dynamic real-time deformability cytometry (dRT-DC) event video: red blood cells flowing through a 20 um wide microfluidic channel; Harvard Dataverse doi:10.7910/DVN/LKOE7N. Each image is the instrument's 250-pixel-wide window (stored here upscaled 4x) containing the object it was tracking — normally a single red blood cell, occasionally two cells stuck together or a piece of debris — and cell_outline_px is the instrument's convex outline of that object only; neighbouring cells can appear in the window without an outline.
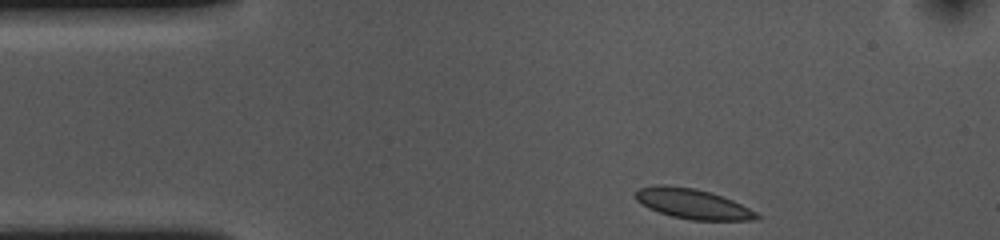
{"species": "common noctule bat (a hibernating species)", "species_latin": "Nyctalus noctula", "temperature_condition": "cold", "stored_images_in_passage": 37, "camera_frame_rate_fps": 3000, "um_per_image_px": 0.085, "animal": {"sex": "female", "body_mass_g": 10.0, "forearm_length_mm": 53.1}, "frame": {"image": 1, "passage_image": 1, "time_ms": 0.0, "image_size_px": [1000, 240], "cell_outline_px": [[760, 216], [756, 220], [688, 220], [672, 216], [648, 208], [636, 200], [636, 192], [640, 188], [656, 184], [664, 184], [696, 188], [732, 200], [756, 212]], "centroid_in_image_um": [58.85, 17.32], "position_along_channel_um": 26.2, "area_um2": 21.04}}
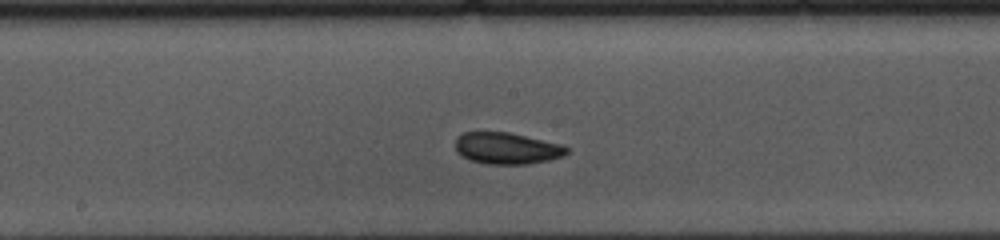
{"frame": {"image": 2, "passage_image": 20, "time_ms": 6.333, "image_size_px": [1000, 240], "cell_outline_px": [[568, 152], [564, 156], [548, 160], [528, 164], [488, 164], [472, 160], [456, 152], [456, 136], [464, 132], [508, 132], [560, 144], [568, 148]], "centroid_in_image_um": [43.07, 12.6], "position_along_channel_um": 205.1, "area_um2": 20.29}}
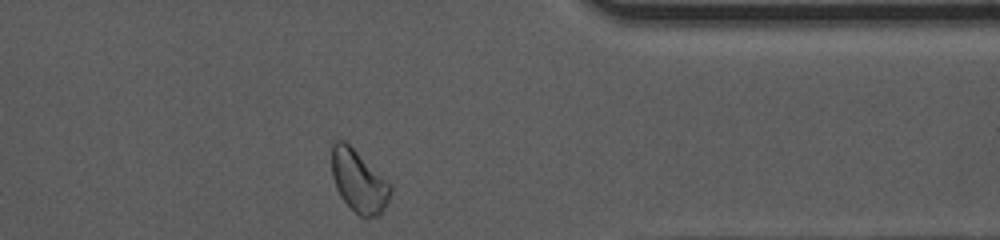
{"frame": {"image": 3, "passage_image": 36, "time_ms": 11.667, "image_size_px": [1000, 240], "cell_outline_px": [[392, 192], [380, 216], [360, 216], [340, 196], [336, 188], [332, 176], [332, 144], [336, 140], [344, 140], [392, 188]], "centroid_in_image_um": [30.46, 15.42], "position_along_channel_um": 380.9, "area_um2": 20.4}}